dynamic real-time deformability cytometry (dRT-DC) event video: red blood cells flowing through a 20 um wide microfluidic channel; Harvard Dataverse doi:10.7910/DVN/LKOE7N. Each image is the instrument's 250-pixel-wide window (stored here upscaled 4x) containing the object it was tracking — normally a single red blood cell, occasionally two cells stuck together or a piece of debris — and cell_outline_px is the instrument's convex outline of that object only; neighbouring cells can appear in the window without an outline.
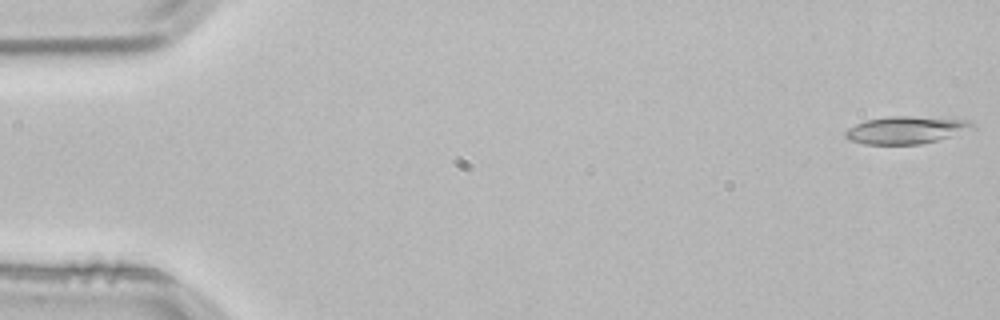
{"species": "common noctule bat (a hibernating species)", "species_latin": "Nyctalus noctula", "temperature_condition": "room temperature", "stored_images_in_passage": 4, "camera_frame_rate_fps": 3000, "um_per_image_px": 0.085, "animal": {"sex": "male", "body_mass_g": 21.5, "forearm_length_mm": 52.0}, "frame": {"image": 1, "passage_image": 1, "time_ms": 0.0, "image_size_px": [1000, 320], "cell_outline_px": [[976, 128], [936, 140], [920, 144], [864, 144], [848, 140], [844, 136], [844, 132], [848, 128], [864, 120], [888, 116], [912, 116], [972, 120], [976, 124]], "centroid_in_image_um": [77.01, 11.04], "position_along_channel_um": 8.0, "area_um2": 20.46}}
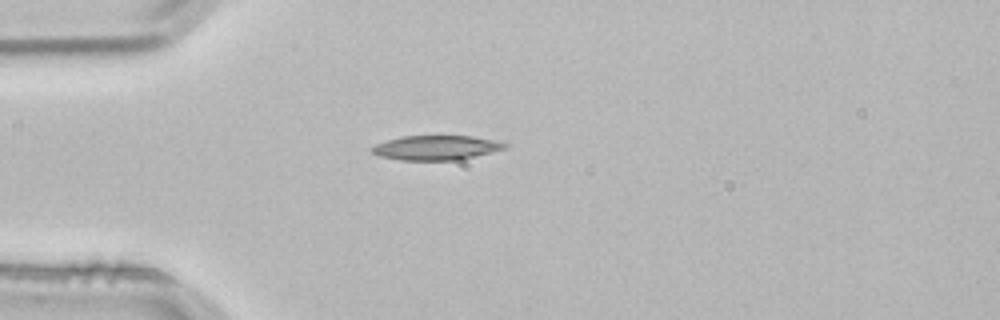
{"frame": {"image": 2, "passage_image": 4, "time_ms": 1.0, "image_size_px": [1000, 320], "cell_outline_px": [[508, 148], [460, 160], [400, 160], [380, 156], [372, 152], [372, 148], [376, 144], [400, 136], [472, 136], [496, 140], [508, 144]], "centroid_in_image_um": [37.12, 12.55], "position_along_channel_um": 47.9, "area_um2": 19.02}}